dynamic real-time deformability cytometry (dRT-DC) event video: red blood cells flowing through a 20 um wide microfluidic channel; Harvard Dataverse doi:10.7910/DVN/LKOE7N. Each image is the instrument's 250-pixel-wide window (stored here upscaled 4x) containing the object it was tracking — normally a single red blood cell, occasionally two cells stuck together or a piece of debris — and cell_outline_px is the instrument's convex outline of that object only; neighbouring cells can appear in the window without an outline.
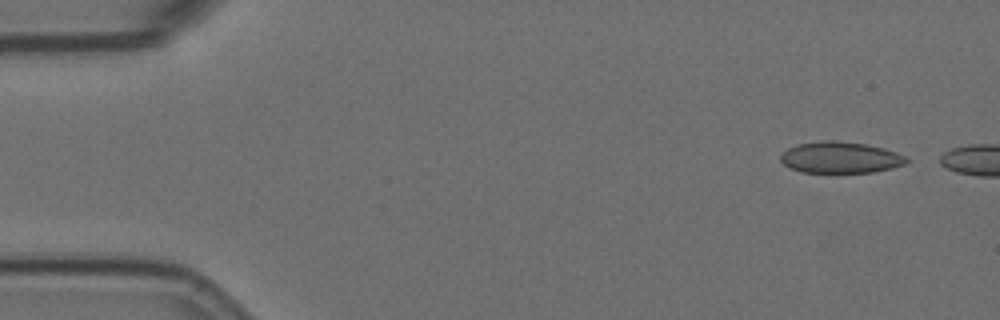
{"species": "Egyptian fruit bat (a non-hibernating species)", "species_latin": "Rousettus aegyptiacus", "temperature_condition": "room temperature", "stored_images_in_passage": 4, "camera_frame_rate_fps": 3000, "um_per_image_px": 0.085, "animal": {"sex": "female"}, "frame": {"image": 1, "passage_image": 1, "time_ms": 0.0, "image_size_px": [1000, 320], "cell_outline_px": [[908, 164], [892, 168], [872, 172], [800, 172], [788, 168], [780, 160], [780, 156], [788, 148], [796, 144], [824, 140], [836, 140], [868, 144], [884, 148], [896, 152], [904, 156], [908, 160]], "centroid_in_image_um": [71.43, 13.38], "position_along_channel_um": 13.6, "area_um2": 23.18}}